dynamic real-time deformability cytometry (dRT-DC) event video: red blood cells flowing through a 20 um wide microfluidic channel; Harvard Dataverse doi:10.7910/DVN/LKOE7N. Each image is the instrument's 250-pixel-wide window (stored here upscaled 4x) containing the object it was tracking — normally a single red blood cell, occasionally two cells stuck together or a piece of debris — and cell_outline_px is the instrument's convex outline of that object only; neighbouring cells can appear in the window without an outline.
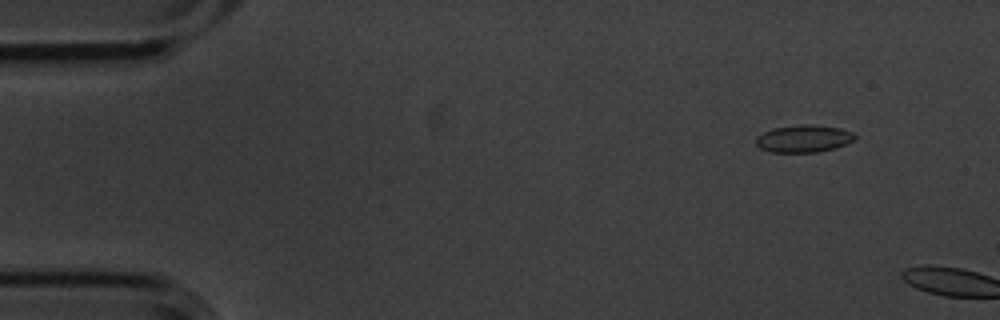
{"species": "common noctule bat (a hibernating species)", "species_latin": "Nyctalus noctula", "temperature_condition": "cold", "stored_images_in_passage": 2, "camera_frame_rate_fps": 3000, "um_per_image_px": 0.085, "animal": {"sex": "male", "body_mass_g": 20.1, "forearm_length_mm": 53.5}, "frame": {"image": 1, "passage_image": 1, "time_ms": 0.0, "image_size_px": [1000, 320], "cell_outline_px": [[856, 136], [852, 140], [836, 148], [816, 152], [772, 152], [760, 148], [756, 144], [756, 136], [772, 128], [800, 124], [812, 124], [840, 128], [852, 132]], "centroid_in_image_um": [68.28, 11.77], "position_along_channel_um": 16.7, "area_um2": 15.72}}